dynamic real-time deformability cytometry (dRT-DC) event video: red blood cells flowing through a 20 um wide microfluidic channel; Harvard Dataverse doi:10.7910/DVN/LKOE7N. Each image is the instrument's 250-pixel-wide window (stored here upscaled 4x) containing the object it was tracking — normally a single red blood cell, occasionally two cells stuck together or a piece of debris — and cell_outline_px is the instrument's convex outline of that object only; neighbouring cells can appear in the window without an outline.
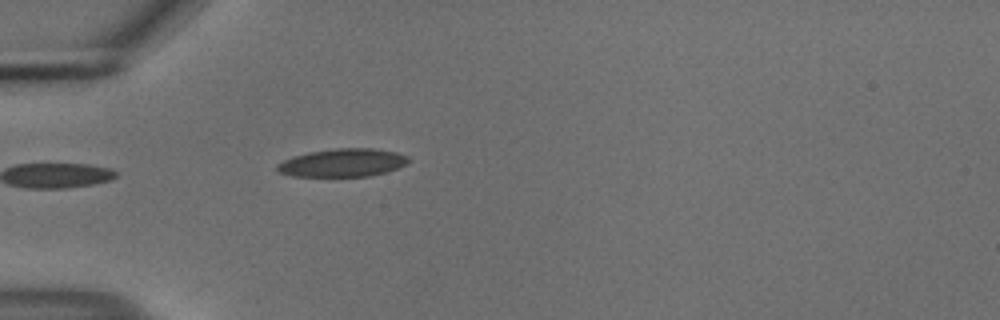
{"species": "common noctule bat (a hibernating species)", "species_latin": "Nyctalus noctula", "temperature_condition": "cold", "stored_images_in_passage": 18, "camera_frame_rate_fps": 3000, "um_per_image_px": 0.085, "animal": {"sex": "male", "body_mass_g": 18.8}, "frame": {"image": 1, "passage_image": 1, "time_ms": 0.0, "image_size_px": [1000, 320], "cell_outline_px": [[412, 160], [408, 164], [384, 172], [368, 176], [292, 176], [276, 172], [276, 164], [292, 156], [308, 152], [332, 148], [372, 148], [396, 152], [408, 156]], "centroid_in_image_um": [29.1, 13.82], "position_along_channel_um": 55.9, "area_um2": 21.68}}